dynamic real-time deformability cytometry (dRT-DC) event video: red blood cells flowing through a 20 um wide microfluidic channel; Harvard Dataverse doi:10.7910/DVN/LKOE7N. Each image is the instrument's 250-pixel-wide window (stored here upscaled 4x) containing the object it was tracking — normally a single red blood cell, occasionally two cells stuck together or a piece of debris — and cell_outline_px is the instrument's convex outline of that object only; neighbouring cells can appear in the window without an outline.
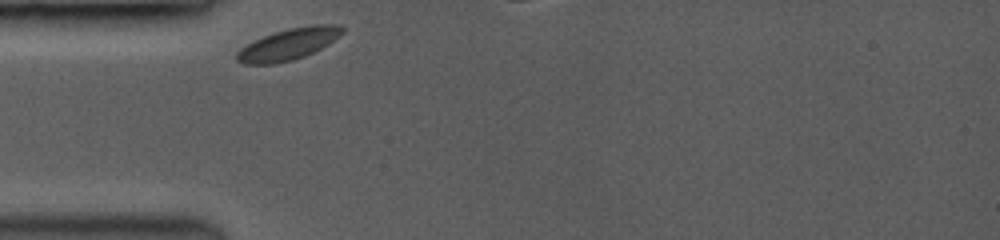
{"species": "common noctule bat (a hibernating species)", "species_latin": "Nyctalus noctula", "temperature_condition": "room temperature", "stored_images_in_passage": 9, "camera_frame_rate_fps": 3500, "um_per_image_px": 0.085, "animal": {"sex": "female", "body_mass_g": 19.0, "forearm_length_mm": 53.3}, "frame": {"image": 1, "passage_image": 1, "time_ms": 0.0, "image_size_px": [1000, 240], "cell_outline_px": [[344, 32], [340, 36], [328, 44], [304, 56], [292, 60], [272, 64], [244, 64], [236, 60], [236, 52], [240, 48], [264, 36], [288, 28], [312, 24], [340, 24], [344, 28]], "centroid_in_image_um": [24.55, 3.74], "position_along_channel_um": 60.5, "area_um2": 19.25}}